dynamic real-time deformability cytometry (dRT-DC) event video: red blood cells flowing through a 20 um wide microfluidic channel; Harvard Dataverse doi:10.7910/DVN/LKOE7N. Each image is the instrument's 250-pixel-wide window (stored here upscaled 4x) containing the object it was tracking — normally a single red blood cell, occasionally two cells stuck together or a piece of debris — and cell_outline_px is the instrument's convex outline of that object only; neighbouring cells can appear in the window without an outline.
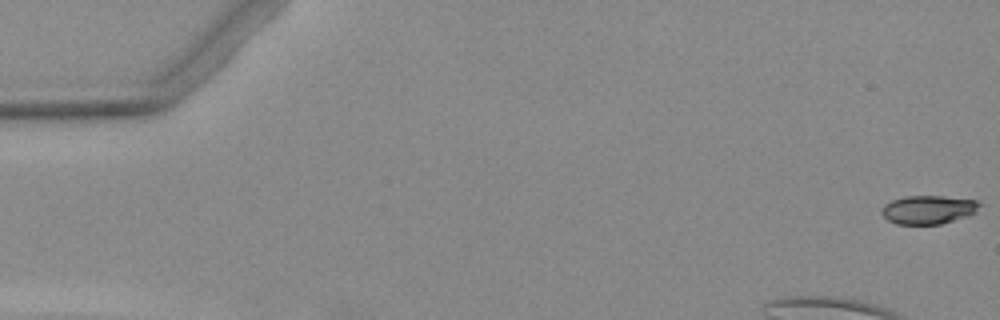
{"species": "Egyptian fruit bat (a non-hibernating species)", "species_latin": "Rousettus aegyptiacus", "temperature_condition": "warm", "stored_images_in_passage": 4, "camera_frame_rate_fps": 3000, "um_per_image_px": 0.085, "animal": {"sex": "female"}, "frame": {"image": 1, "passage_image": 1, "time_ms": 0.0, "image_size_px": [1000, 320], "cell_outline_px": [[984, 204], [972, 216], [940, 224], [896, 224], [888, 220], [880, 212], [884, 204], [892, 200], [904, 196], [940, 196], [976, 200]], "centroid_in_image_um": [78.96, 17.82], "position_along_channel_um": 6.0, "area_um2": 16.59}}